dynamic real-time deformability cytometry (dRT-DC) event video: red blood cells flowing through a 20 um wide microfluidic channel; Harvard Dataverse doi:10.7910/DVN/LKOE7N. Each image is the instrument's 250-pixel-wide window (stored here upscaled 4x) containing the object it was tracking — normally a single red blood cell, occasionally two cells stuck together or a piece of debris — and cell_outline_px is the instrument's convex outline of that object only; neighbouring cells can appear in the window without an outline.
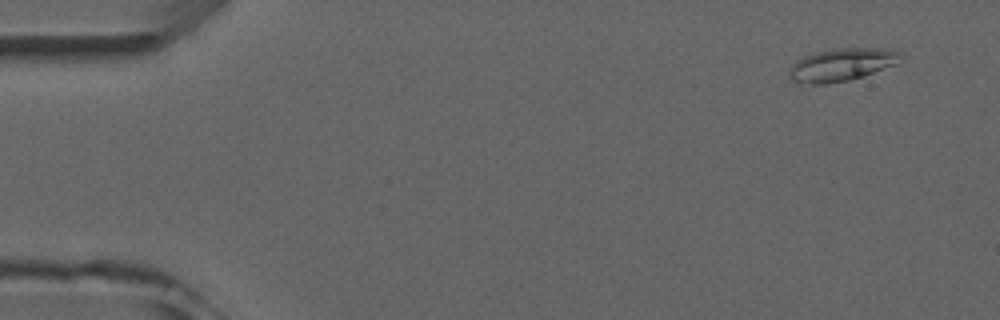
{"species": "common noctule bat (a hibernating species)", "species_latin": "Nyctalus noctula", "temperature_condition": "room temperature", "stored_images_in_passage": 7, "camera_frame_rate_fps": 3000, "um_per_image_px": 0.085, "animal": {"sex": "male", "forearm_length_mm": 52.5}, "frame": {"image": 1, "passage_image": 1, "time_ms": 0.0, "image_size_px": [1000, 320], "cell_outline_px": [[900, 56], [896, 64], [864, 76], [848, 80], [828, 84], [800, 84], [792, 80], [788, 76], [788, 68], [796, 60], [804, 56], [816, 52], [832, 48], [884, 48], [900, 52]], "centroid_in_image_um": [71.47, 5.51], "position_along_channel_um": 13.5, "area_um2": 21.44}}